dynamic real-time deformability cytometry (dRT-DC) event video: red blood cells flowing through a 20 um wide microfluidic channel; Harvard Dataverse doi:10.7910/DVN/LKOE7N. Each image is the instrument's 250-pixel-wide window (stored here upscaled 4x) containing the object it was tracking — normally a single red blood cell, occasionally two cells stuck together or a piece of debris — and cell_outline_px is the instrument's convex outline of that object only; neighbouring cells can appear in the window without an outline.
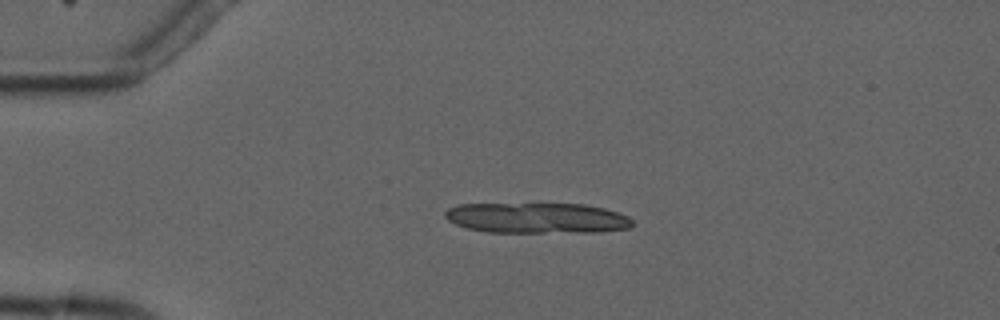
{"species": "common noctule bat (a hibernating species)", "species_latin": "Nyctalus noctula", "temperature_condition": "cold", "stored_images_in_passage": 4, "camera_frame_rate_fps": 3000, "um_per_image_px": 0.085, "animal": {"sex": "male", "forearm_length_mm": 52.5}, "frame": {"image": 1, "passage_image": 3, "time_ms": 3.0, "image_size_px": [1000, 320], "cell_outline_px": [[636, 224], [632, 228], [600, 232], [488, 232], [468, 228], [456, 224], [448, 220], [444, 216], [444, 212], [448, 208], [460, 204], [584, 204], [604, 208], [628, 216]], "centroid_in_image_um": [45.69, 18.53], "position_along_channel_um": 39.3, "area_um2": 33.47}}